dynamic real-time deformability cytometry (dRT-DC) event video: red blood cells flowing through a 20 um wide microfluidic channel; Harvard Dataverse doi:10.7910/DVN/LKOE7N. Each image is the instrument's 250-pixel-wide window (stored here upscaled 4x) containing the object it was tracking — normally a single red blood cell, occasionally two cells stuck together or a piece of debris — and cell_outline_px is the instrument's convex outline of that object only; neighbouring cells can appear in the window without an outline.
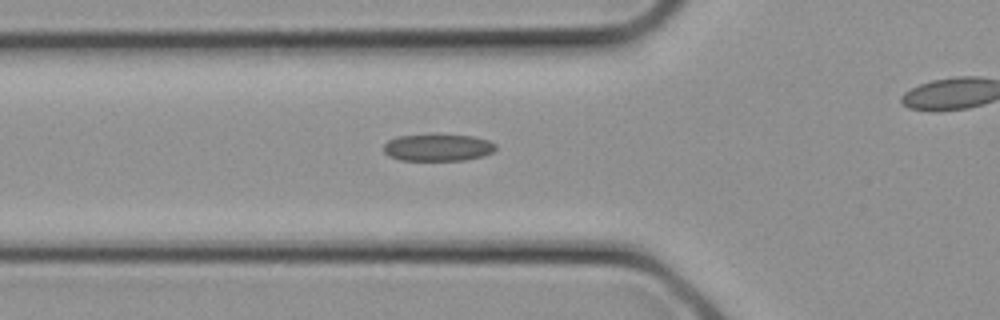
{"species": "common noctule bat (a hibernating species)", "species_latin": "Nyctalus noctula", "temperature_condition": "cold", "stored_images_in_passage": 12, "camera_frame_rate_fps": 3000, "um_per_image_px": 0.085, "animal": {"sex": "female", "body_mass_g": 21.9}, "frame": {"image": 1, "passage_image": 9, "time_ms": 2.667, "image_size_px": [1000, 320], "cell_outline_px": [[496, 148], [492, 152], [484, 156], [464, 160], [400, 160], [388, 156], [384, 152], [384, 144], [388, 140], [396, 136], [472, 136], [488, 140], [496, 144]], "centroid_in_image_um": [37.21, 12.56], "position_along_channel_um": 88.6, "area_um2": 17.28}}